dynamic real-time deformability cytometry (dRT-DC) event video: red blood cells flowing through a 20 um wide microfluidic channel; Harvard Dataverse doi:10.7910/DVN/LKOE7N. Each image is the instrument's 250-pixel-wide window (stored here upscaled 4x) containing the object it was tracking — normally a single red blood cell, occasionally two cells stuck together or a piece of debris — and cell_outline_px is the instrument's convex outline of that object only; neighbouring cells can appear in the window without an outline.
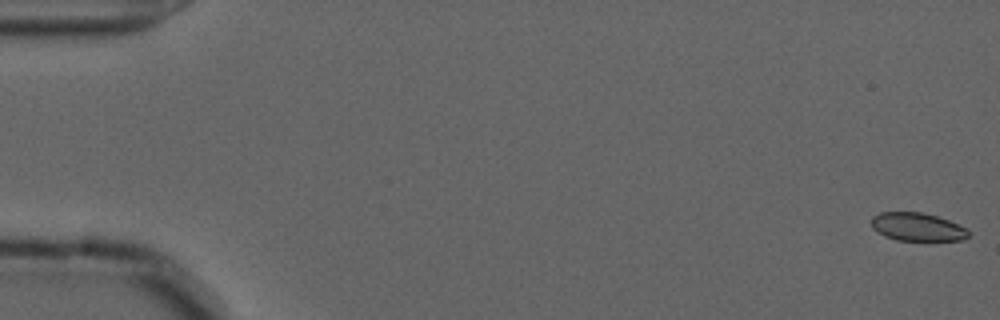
{"species": "common noctule bat (a hibernating species)", "species_latin": "Nyctalus noctula", "temperature_condition": "cold", "stored_images_in_passage": 57, "camera_frame_rate_fps": 3000, "um_per_image_px": 0.085, "animal": {"sex": "male", "forearm_length_mm": 52.5}, "frame": {"image": 1, "passage_image": 1, "time_ms": 0.0, "image_size_px": [1000, 320], "cell_outline_px": [[968, 236], [964, 240], [896, 240], [884, 236], [872, 228], [872, 216], [880, 212], [920, 212], [936, 216], [948, 220], [968, 228]], "centroid_in_image_um": [77.96, 19.28], "position_along_channel_um": 7.0, "area_um2": 15.9}}
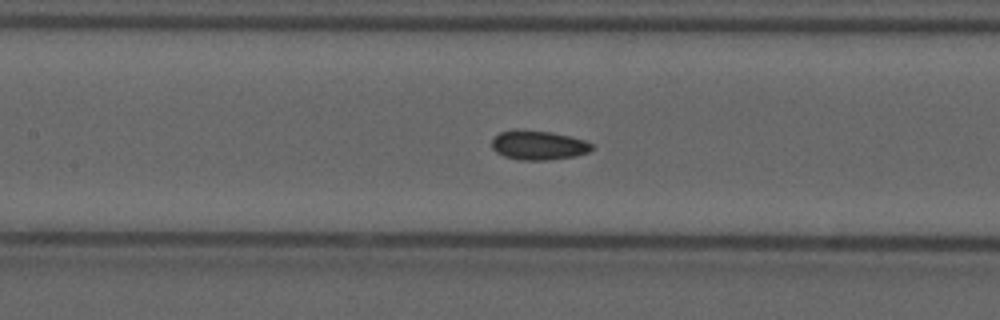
{"frame": {"image": 2, "passage_image": 26, "time_ms": 8.333, "image_size_px": [1000, 320], "cell_outline_px": [[596, 148], [588, 152], [576, 156], [548, 160], [520, 160], [504, 156], [496, 152], [492, 148], [492, 140], [500, 132], [516, 128], [552, 132], [584, 140], [592, 144]], "centroid_in_image_um": [45.76, 12.33], "position_along_channel_um": 161.6, "area_um2": 17.28}}
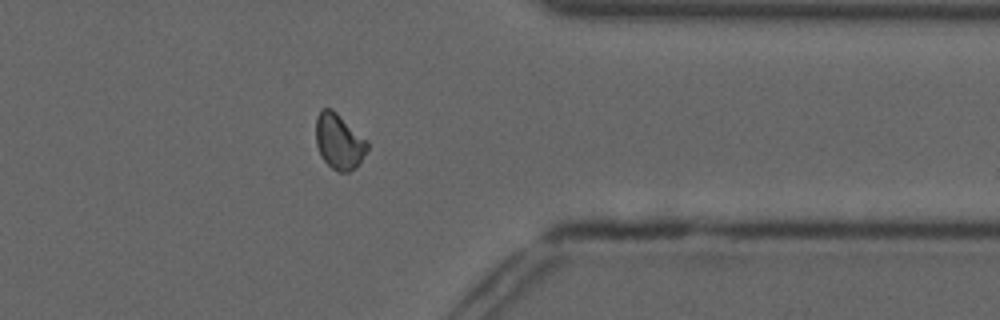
{"frame": {"image": 3, "passage_image": 45, "time_ms": 14.667, "image_size_px": [1000, 320], "cell_outline_px": [[368, 148], [360, 164], [356, 168], [348, 172], [340, 172], [332, 168], [320, 156], [316, 144], [316, 116], [320, 108], [332, 108], [368, 140]], "centroid_in_image_um": [28.82, 12.01], "position_along_channel_um": 382.6, "area_um2": 16.94}, "authors_computed_cell_mechanics": {"area_um2": 16.762, "velocity_mm_per_s": 3.6592, "shape_relaxation_time_tau1_ms": null, "shape_relaxation_time_tau2_ms": 2.8633, "deformation_change_tau1": null, "deformation_change_tau2": 0.0689}}